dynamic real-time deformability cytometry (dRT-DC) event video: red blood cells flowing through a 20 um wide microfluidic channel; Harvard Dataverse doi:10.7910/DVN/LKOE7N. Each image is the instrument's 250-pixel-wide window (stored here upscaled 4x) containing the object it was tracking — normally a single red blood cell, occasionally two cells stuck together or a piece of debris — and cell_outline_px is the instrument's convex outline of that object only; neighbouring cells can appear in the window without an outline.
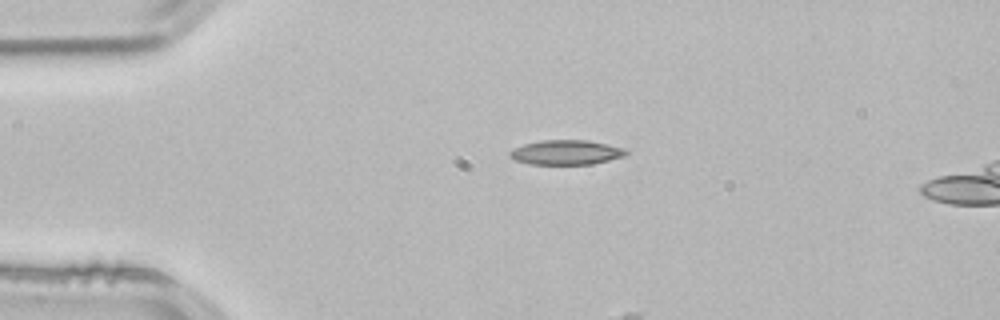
{"species": "common noctule bat (a hibernating species)", "species_latin": "Nyctalus noctula", "temperature_condition": "room temperature", "stored_images_in_passage": 5, "segment_of_instrument_passage": [2, 2], "camera_frame_rate_fps": 3000, "um_per_image_px": 0.085, "animal": {"sex": "male", "body_mass_g": 21.5, "forearm_length_mm": 52.0}, "frame": {"image": 1, "passage_image": 5, "time_ms": 1.333, "image_size_px": [1000, 320], "cell_outline_px": [[628, 152], [624, 156], [592, 164], [532, 164], [516, 160], [508, 156], [508, 152], [512, 148], [524, 144], [540, 140], [588, 140], [624, 148]], "centroid_in_image_um": [48.08, 12.94], "position_along_channel_um": 36.9, "area_um2": 16.65}}